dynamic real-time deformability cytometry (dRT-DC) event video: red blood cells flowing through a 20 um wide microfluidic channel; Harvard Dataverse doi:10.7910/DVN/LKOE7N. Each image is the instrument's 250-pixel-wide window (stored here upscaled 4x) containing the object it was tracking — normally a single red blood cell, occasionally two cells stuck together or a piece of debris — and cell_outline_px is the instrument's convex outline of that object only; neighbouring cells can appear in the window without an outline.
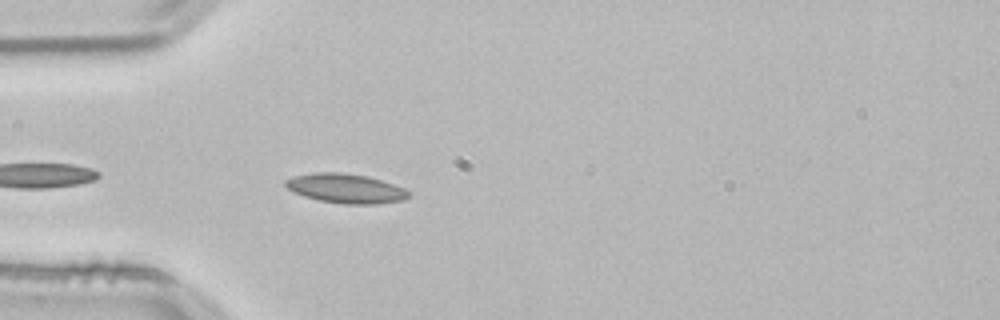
{"species": "common noctule bat (a hibernating species)", "species_latin": "Nyctalus noctula", "temperature_condition": "room temperature", "stored_images_in_passage": 8, "camera_frame_rate_fps": 3000, "um_per_image_px": 0.085, "animal": {"sex": "male", "body_mass_g": 21.5, "forearm_length_mm": 52.0}, "frame": {"image": 1, "passage_image": 3, "time_ms": 0.667, "image_size_px": [1000, 320], "cell_outline_px": [[408, 196], [404, 200], [376, 204], [344, 204], [320, 200], [304, 196], [292, 192], [284, 184], [284, 180], [296, 176], [312, 172], [340, 172], [368, 176], [404, 188], [408, 192]], "centroid_in_image_um": [29.35, 16.01], "position_along_channel_um": 55.6, "area_um2": 20.98}}